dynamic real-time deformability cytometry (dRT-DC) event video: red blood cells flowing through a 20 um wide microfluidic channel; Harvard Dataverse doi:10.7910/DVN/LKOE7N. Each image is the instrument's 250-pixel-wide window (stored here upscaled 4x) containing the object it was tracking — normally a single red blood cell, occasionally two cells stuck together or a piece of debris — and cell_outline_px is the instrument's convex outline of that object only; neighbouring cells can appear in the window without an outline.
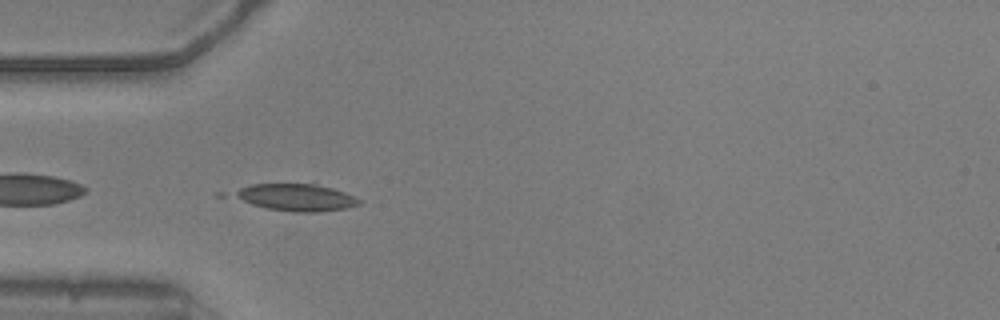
{"species": "common noctule bat (a hibernating species)", "species_latin": "Nyctalus noctula", "temperature_condition": "warm", "stored_images_in_passage": 39, "camera_frame_rate_fps": 3000, "um_per_image_px": 0.085, "animal": {"sex": "male", "body_mass_g": 20.5, "forearm_length_mm": 52.5}, "frame": {"image": 1, "passage_image": 2, "time_ms": 0.333, "image_size_px": [1000, 320], "cell_outline_px": [[360, 204], [348, 208], [320, 212], [292, 212], [268, 208], [252, 204], [236, 196], [232, 192], [240, 188], [252, 184], [316, 184], [332, 188], [344, 192], [360, 200]], "centroid_in_image_um": [25.21, 16.78], "position_along_channel_um": 59.8, "area_um2": 19.36}}
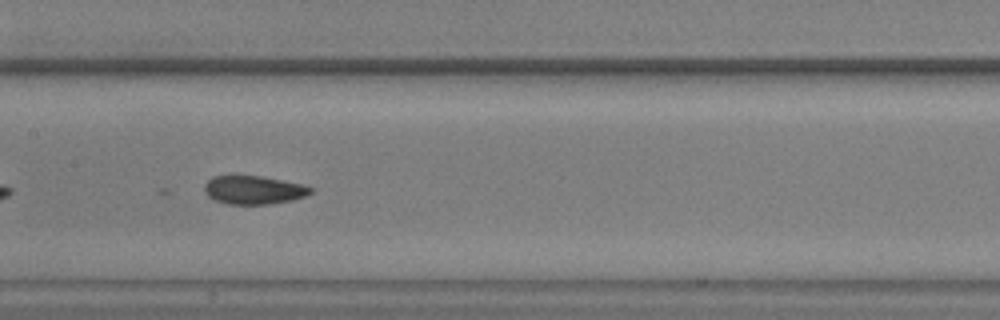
{"frame": {"image": 2, "passage_image": 12, "time_ms": 3.667, "image_size_px": [1000, 320], "cell_outline_px": [[316, 188], [312, 192], [304, 196], [292, 200], [268, 204], [228, 204], [216, 200], [208, 196], [204, 192], [204, 184], [212, 176], [260, 176], [300, 184]], "centroid_in_image_um": [21.55, 16.15], "position_along_channel_um": 185.9, "area_um2": 17.46}}
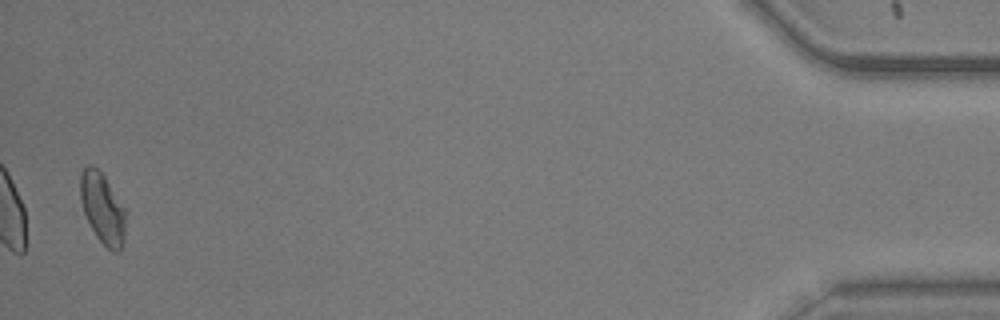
{"frame": {"image": 3, "passage_image": 38, "time_ms": 12.333, "image_size_px": [1000, 320], "cell_outline_px": [[124, 240], [120, 252], [112, 252], [96, 236], [84, 212], [80, 200], [80, 172], [88, 164], [92, 164], [104, 176], [124, 208]], "centroid_in_image_um": [8.69, 17.7], "position_along_channel_um": 426.5, "area_um2": 18.32}, "authors_computed_cell_mechanics": {"area_um2": 18.0914, "velocity_mm_per_s": 3.8208, "shape_relaxation_time_tau1_ms": null, "shape_relaxation_time_tau2_ms": 1.9525, "deformation_change_tau1": null, "deformation_change_tau2": 0.0649}}